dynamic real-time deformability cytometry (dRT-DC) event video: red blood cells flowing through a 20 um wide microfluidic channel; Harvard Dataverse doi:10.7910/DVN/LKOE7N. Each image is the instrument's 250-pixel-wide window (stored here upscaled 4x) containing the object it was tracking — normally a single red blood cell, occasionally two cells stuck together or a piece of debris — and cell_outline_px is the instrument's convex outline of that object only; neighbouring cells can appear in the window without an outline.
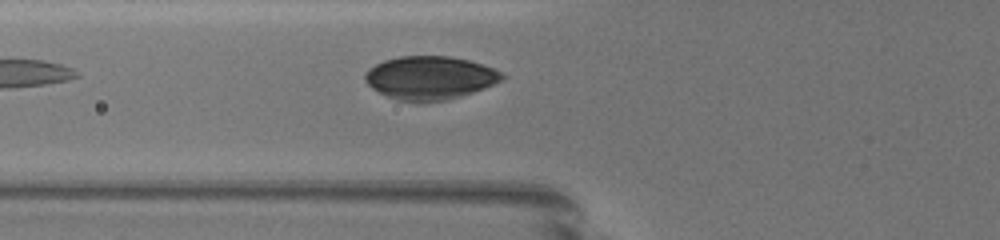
{"species": "common noctule bat (a hibernating species)", "species_latin": "Nyctalus noctula", "temperature_condition": "warm", "stored_images_in_passage": 10, "camera_frame_rate_fps": 3000, "um_per_image_px": 0.085, "animal": {"sex": "female", "body_mass_g": 19.5, "forearm_length_mm": 54.1}, "frame": {"image": 1, "passage_image": 2, "time_ms": 0.333, "image_size_px": [1000, 240], "cell_outline_px": [[504, 76], [500, 80], [492, 84], [472, 92], [448, 100], [424, 104], [416, 104], [396, 100], [372, 88], [364, 80], [364, 76], [376, 64], [384, 60], [400, 56], [448, 56], [468, 60], [492, 68], [500, 72]], "centroid_in_image_um": [36.5, 6.64], "position_along_channel_um": 89.3, "area_um2": 34.51}}
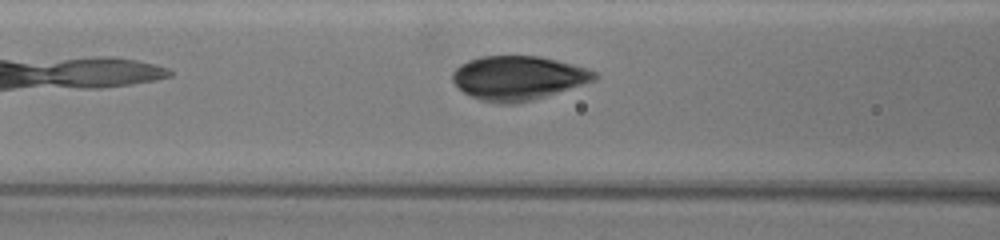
{"frame": {"image": 2, "passage_image": 5, "time_ms": 1.333, "image_size_px": [1000, 240], "cell_outline_px": [[596, 80], [520, 104], [496, 104], [480, 100], [468, 96], [452, 80], [452, 72], [456, 68], [468, 60], [484, 56], [536, 56], [584, 68], [596, 72]], "centroid_in_image_um": [43.98, 6.65], "position_along_channel_um": 122.6, "area_um2": 36.13}}